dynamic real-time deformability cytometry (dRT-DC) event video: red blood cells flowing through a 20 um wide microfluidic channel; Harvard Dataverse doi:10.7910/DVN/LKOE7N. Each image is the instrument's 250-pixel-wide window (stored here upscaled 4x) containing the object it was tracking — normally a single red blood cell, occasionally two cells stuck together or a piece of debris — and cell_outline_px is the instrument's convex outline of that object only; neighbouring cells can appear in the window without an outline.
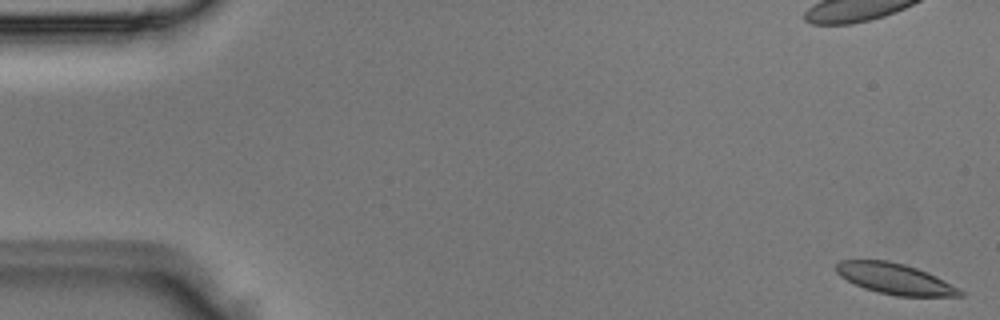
{"species": "Egyptian fruit bat (a non-hibernating species)", "species_latin": "Rousettus aegyptiacus", "temperature_condition": "room temperature", "stored_images_in_passage": 5, "camera_frame_rate_fps": 3000, "um_per_image_px": 0.085, "animal": {"sex": "male"}, "frame": {"image": 1, "passage_image": 1, "time_ms": 0.0, "image_size_px": [1000, 320], "cell_outline_px": [[964, 296], [896, 296], [864, 288], [840, 276], [836, 272], [836, 264], [840, 260], [888, 260], [904, 264], [916, 268], [936, 276], [960, 288], [964, 292]], "centroid_in_image_um": [76.09, 23.7], "position_along_channel_um": 8.9, "area_um2": 22.08}}
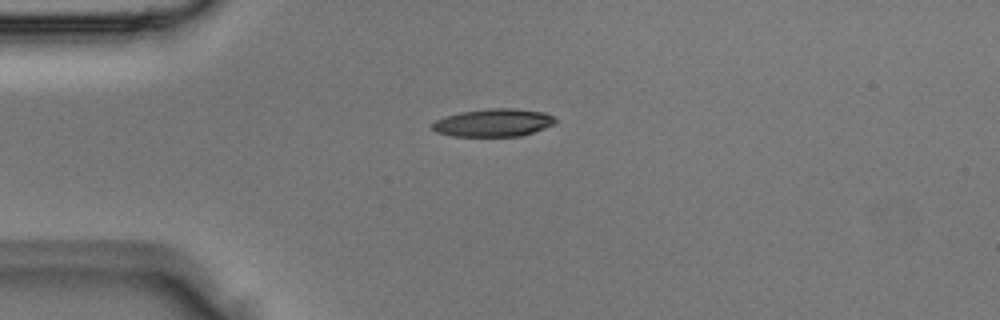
{"frame": {"image": 2, "passage_image": 5, "time_ms": 1.333, "image_size_px": [1000, 320], "cell_outline_px": [[556, 124], [520, 136], [452, 136], [436, 132], [432, 128], [432, 124], [436, 120], [444, 116], [460, 112], [488, 108], [516, 108], [544, 112], [552, 116], [556, 120]], "centroid_in_image_um": [41.94, 10.42], "position_along_channel_um": 43.1, "area_um2": 20.0}}